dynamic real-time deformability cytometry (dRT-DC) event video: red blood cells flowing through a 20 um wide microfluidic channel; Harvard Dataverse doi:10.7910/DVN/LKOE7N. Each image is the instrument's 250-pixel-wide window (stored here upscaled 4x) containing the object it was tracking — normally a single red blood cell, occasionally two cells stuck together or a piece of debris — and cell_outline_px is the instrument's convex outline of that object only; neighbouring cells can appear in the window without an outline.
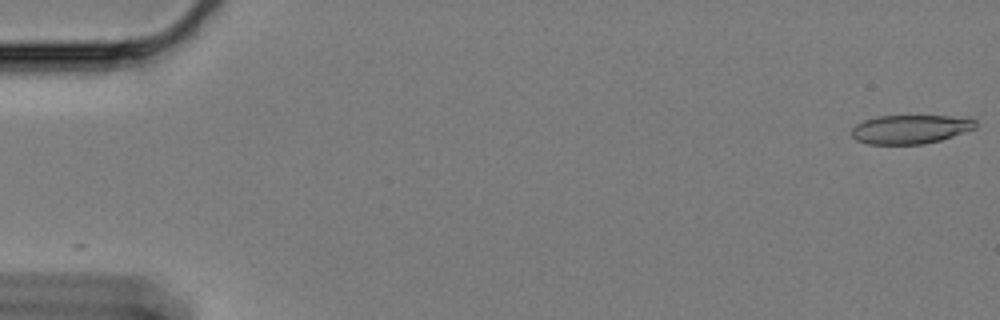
{"species": "Egyptian fruit bat (a non-hibernating species)", "species_latin": "Rousettus aegyptiacus", "temperature_condition": "cold", "stored_images_in_passage": 57, "camera_frame_rate_fps": 3000, "um_per_image_px": 0.085, "animal": {"sex": "female"}, "frame": {"image": 1, "passage_image": 1, "time_ms": 0.0, "image_size_px": [1000, 320], "cell_outline_px": [[976, 128], [940, 140], [924, 144], [868, 144], [856, 140], [852, 136], [852, 128], [856, 124], [864, 120], [880, 116], [948, 116], [976, 120]], "centroid_in_image_um": [77.35, 10.99], "position_along_channel_um": 7.7, "area_um2": 20.63}}
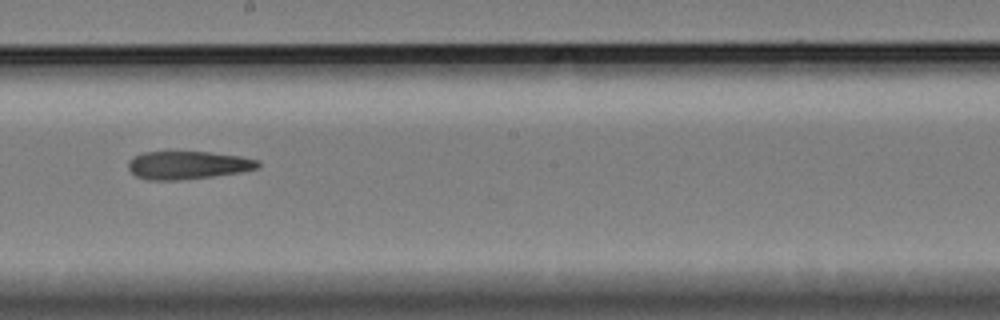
{"frame": {"image": 2, "passage_image": 34, "time_ms": 11.0, "image_size_px": [1000, 320], "cell_outline_px": [[260, 164], [256, 168], [240, 172], [212, 176], [176, 180], [148, 180], [136, 176], [128, 168], [128, 160], [144, 152], [208, 152], [240, 156], [260, 160]], "centroid_in_image_um": [15.95, 14.03], "position_along_channel_um": 232.2, "area_um2": 20.98}}
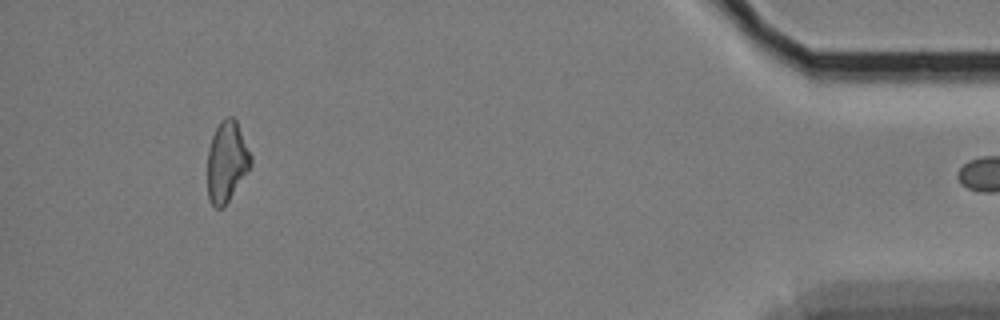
{"frame": {"image": 3, "passage_image": 56, "time_ms": 18.333, "image_size_px": [1000, 320], "cell_outline_px": [[252, 164], [228, 200], [220, 208], [216, 208], [212, 204], [208, 196], [208, 148], [212, 136], [220, 120], [228, 116], [232, 116], [236, 120], [252, 156]], "centroid_in_image_um": [19.27, 13.69], "position_along_channel_um": 415.9, "area_um2": 20.06}}